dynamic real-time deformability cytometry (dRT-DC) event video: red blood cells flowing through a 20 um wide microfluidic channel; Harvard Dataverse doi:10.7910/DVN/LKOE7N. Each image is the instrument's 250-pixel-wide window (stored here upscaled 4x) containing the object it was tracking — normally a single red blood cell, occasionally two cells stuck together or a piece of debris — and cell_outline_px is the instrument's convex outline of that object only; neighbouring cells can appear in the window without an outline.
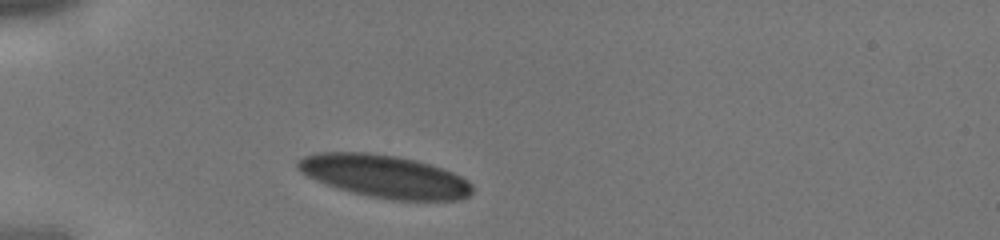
{"species": "human", "species_latin": "Homo sapiens", "temperature_condition": "cold", "stored_images_in_passage": 1, "camera_frame_rate_fps": 3000, "um_per_image_px": 0.085, "donor": {"sex": "male"}, "frame": {"image": 1, "passage_image": 1, "time_ms": 0.0, "image_size_px": [1000, 240], "cell_outline_px": [[472, 192], [468, 196], [460, 200], [392, 200], [368, 196], [336, 188], [308, 176], [300, 172], [296, 168], [296, 160], [304, 156], [316, 152], [368, 152], [396, 156], [416, 160], [452, 172], [468, 180], [472, 184]], "centroid_in_image_um": [32.66, 14.98], "position_along_channel_um": 52.3, "area_um2": 43.47}}